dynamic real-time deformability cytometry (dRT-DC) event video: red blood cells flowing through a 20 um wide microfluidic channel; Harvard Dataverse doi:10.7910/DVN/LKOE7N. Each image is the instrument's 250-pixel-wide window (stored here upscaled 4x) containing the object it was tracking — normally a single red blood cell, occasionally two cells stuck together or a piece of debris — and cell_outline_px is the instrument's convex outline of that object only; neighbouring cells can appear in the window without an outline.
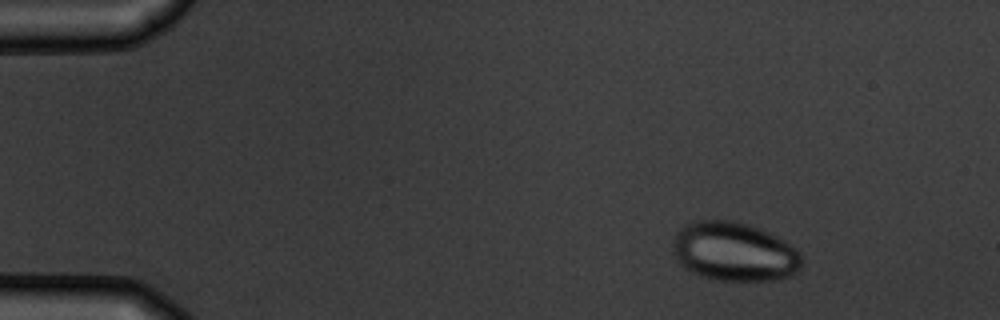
{"species": "common noctule bat (a hibernating species)", "species_latin": "Nyctalus noctula", "temperature_condition": "warm", "stored_images_in_passage": 6, "camera_frame_rate_fps": 3000, "um_per_image_px": 0.085, "animal": {"sex": "male", "body_mass_g": 19.5, "forearm_length_mm": 54.6}, "frame": {"image": 1, "passage_image": 2, "time_ms": 2.0, "image_size_px": [1000, 320], "cell_outline_px": [[800, 268], [796, 272], [788, 276], [772, 280], [716, 280], [700, 276], [684, 268], [680, 264], [672, 248], [676, 232], [684, 224], [696, 220], [732, 220], [748, 224], [768, 232], [784, 240], [796, 248], [800, 252]], "centroid_in_image_um": [62.38, 21.38], "position_along_channel_um": 22.6, "area_um2": 44.27}}